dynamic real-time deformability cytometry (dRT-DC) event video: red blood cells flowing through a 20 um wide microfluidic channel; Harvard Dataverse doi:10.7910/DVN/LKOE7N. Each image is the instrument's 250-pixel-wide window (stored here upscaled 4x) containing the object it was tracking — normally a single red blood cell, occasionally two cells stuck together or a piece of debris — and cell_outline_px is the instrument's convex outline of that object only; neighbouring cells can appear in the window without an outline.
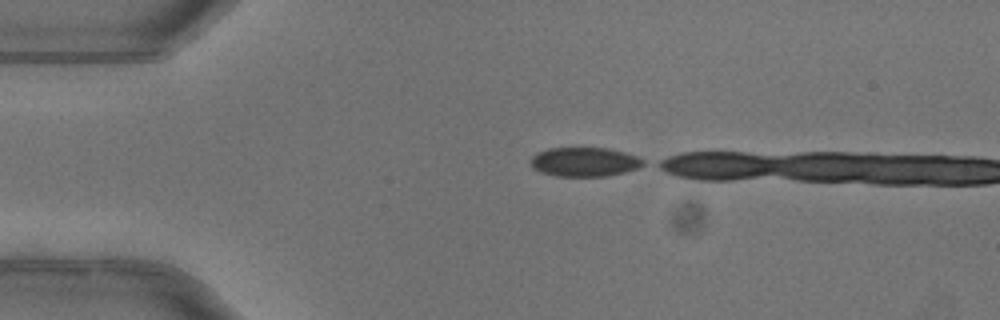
{"species": "common noctule bat (a hibernating species)", "species_latin": "Nyctalus noctula", "temperature_condition": "warm", "stored_images_in_passage": 2, "camera_frame_rate_fps": 3000, "um_per_image_px": 0.085, "animal": {"sex": "female"}, "frame": {"image": 1, "passage_image": 1, "time_ms": 0.0, "image_size_px": [1000, 320], "cell_outline_px": [[644, 164], [636, 168], [624, 172], [604, 176], [556, 176], [532, 168], [528, 160], [536, 152], [548, 148], [608, 148], [624, 152], [636, 156], [644, 160]], "centroid_in_image_um": [49.63, 13.75], "position_along_channel_um": 35.4, "area_um2": 19.07}}